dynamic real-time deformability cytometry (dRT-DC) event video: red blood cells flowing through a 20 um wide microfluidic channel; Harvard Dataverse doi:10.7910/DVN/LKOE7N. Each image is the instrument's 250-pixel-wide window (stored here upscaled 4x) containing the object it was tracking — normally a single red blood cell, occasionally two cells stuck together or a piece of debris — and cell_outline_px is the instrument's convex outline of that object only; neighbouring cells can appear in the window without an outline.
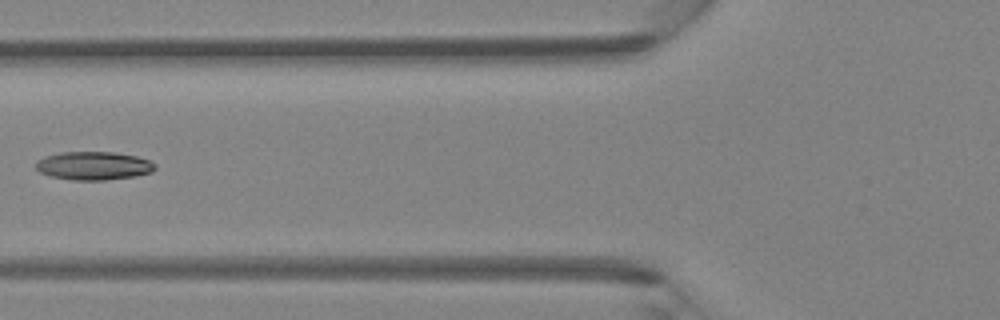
{"species": "Egyptian fruit bat (a non-hibernating species)", "species_latin": "Rousettus aegyptiacus", "temperature_condition": "room temperature", "stored_images_in_passage": 5, "camera_frame_rate_fps": 3000, "um_per_image_px": 0.085, "animal": {"sex": "female"}, "frame": {"image": 1, "passage_image": 5, "time_ms": 4.667, "image_size_px": [1000, 320], "cell_outline_px": [[156, 168], [152, 172], [136, 176], [104, 180], [72, 180], [52, 176], [40, 172], [36, 168], [36, 164], [44, 156], [60, 152], [112, 152], [136, 156], [148, 160], [156, 164]], "centroid_in_image_um": [7.98, 14.09], "position_along_channel_um": 117.8, "area_um2": 19.59}}